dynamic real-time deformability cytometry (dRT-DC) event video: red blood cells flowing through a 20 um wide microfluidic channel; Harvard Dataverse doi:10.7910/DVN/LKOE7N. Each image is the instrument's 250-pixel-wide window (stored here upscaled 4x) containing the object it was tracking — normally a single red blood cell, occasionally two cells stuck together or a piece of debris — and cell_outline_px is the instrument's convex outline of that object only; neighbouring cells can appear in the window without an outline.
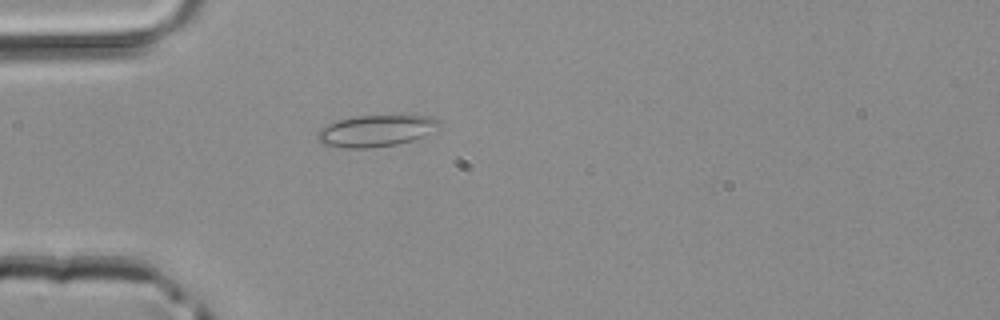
{"species": "common noctule bat (a hibernating species)", "species_latin": "Nyctalus noctula", "temperature_condition": "room temperature", "stored_images_in_passage": 1, "camera_frame_rate_fps": 3000, "um_per_image_px": 0.085, "animal": {"sex": "male", "body_mass_g": 20.4}, "frame": {"image": 1, "passage_image": 1, "time_ms": 0.0, "image_size_px": [1000, 320], "cell_outline_px": [[440, 124], [424, 136], [412, 140], [396, 144], [368, 148], [348, 148], [320, 144], [316, 136], [320, 128], [328, 124], [340, 120], [356, 116], [400, 112], [404, 112], [432, 116], [440, 120]], "centroid_in_image_um": [32.01, 11.05], "position_along_channel_um": 53.0, "area_um2": 23.24}}